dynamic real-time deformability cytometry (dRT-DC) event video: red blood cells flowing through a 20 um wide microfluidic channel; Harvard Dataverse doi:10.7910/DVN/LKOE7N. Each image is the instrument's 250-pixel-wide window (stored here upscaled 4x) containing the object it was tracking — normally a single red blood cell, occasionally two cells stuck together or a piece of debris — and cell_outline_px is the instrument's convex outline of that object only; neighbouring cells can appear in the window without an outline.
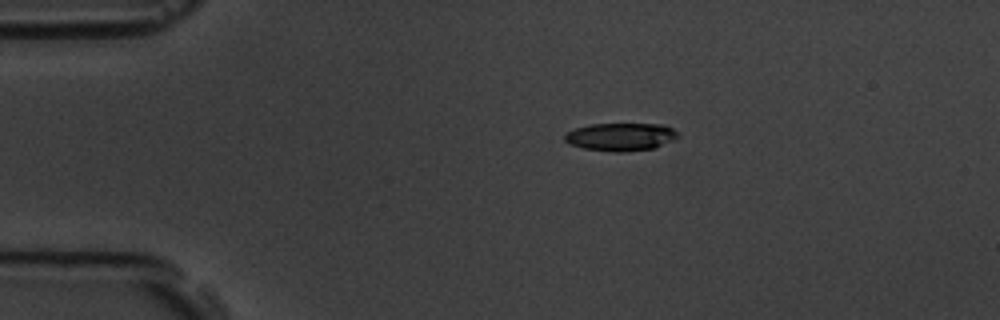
{"species": "common noctule bat (a hibernating species)", "species_latin": "Nyctalus noctula", "temperature_condition": "room temperature", "stored_images_in_passage": 4, "camera_frame_rate_fps": 3000, "um_per_image_px": 0.085, "animal": {"sex": "male", "body_mass_g": 19.5, "forearm_length_mm": 54.6}, "frame": {"image": 1, "passage_image": 1, "time_ms": 0.0, "image_size_px": [1000, 320], "cell_outline_px": [[680, 136], [652, 148], [624, 152], [612, 152], [584, 148], [568, 144], [564, 140], [564, 136], [568, 132], [576, 128], [588, 124], [664, 124], [672, 128]], "centroid_in_image_um": [52.72, 11.62], "position_along_channel_um": 32.3, "area_um2": 18.26}}